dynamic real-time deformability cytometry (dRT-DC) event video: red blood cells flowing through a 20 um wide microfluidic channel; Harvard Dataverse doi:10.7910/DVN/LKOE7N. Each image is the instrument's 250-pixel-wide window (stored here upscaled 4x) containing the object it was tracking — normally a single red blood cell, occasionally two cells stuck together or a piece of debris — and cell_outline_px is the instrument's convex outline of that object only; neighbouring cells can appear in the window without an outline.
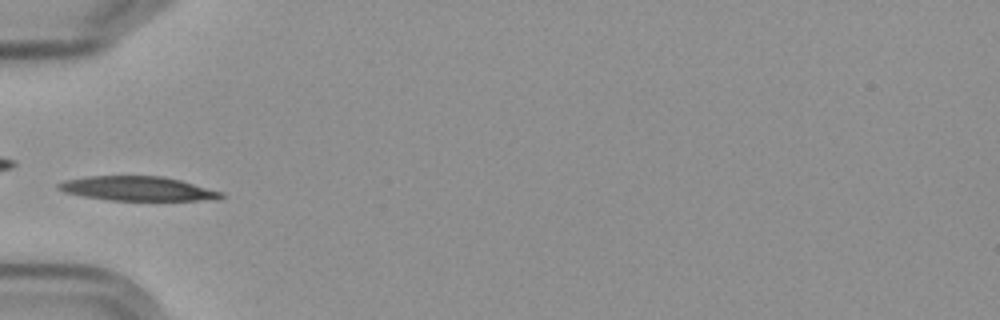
{"species": "Egyptian fruit bat (a non-hibernating species)", "species_latin": "Rousettus aegyptiacus", "temperature_condition": "cold", "stored_images_in_passage": 4, "camera_frame_rate_fps": 3000, "um_per_image_px": 0.085, "frame": {"image": 1, "passage_image": 4, "time_ms": 4.333, "image_size_px": [1000, 320], "cell_outline_px": [[224, 196], [216, 200], [108, 200], [84, 196], [64, 192], [56, 188], [56, 184], [64, 180], [88, 176], [164, 176], [180, 180], [224, 192]], "centroid_in_image_um": [11.69, 16.03], "position_along_channel_um": 73.3, "area_um2": 23.12}}